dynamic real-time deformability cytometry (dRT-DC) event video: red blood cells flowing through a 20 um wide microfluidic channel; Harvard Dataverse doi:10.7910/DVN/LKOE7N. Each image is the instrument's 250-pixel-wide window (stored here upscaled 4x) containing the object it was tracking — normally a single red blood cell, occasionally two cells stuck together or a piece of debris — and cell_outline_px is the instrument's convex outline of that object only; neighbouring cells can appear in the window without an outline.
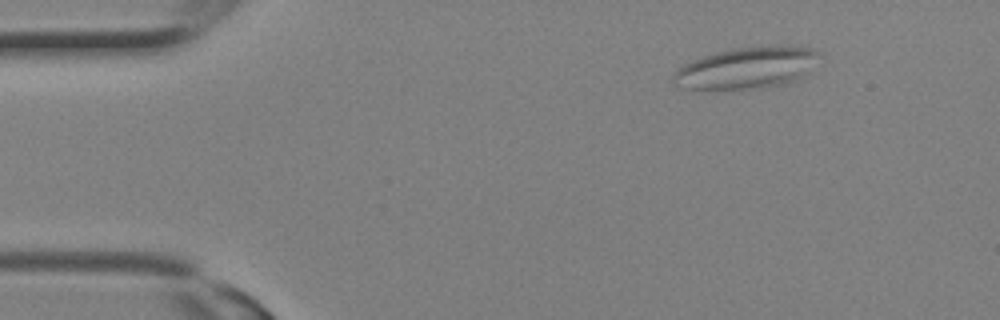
{"species": "Egyptian fruit bat (a non-hibernating species)", "species_latin": "Rousettus aegyptiacus", "temperature_condition": "room temperature", "stored_images_in_passage": 13, "camera_frame_rate_fps": 3000, "um_per_image_px": 0.085, "animal": {"sex": "female"}, "frame": {"image": 1, "passage_image": 1, "time_ms": 0.0, "image_size_px": [1000, 320], "cell_outline_px": [[820, 52], [808, 72], [792, 80], [780, 84], [760, 88], [676, 88], [672, 80], [672, 76], [684, 64], [692, 60], [716, 52], [732, 48], [768, 44], [812, 48]], "centroid_in_image_um": [63.44, 5.73], "position_along_channel_um": 21.6, "area_um2": 34.91}}
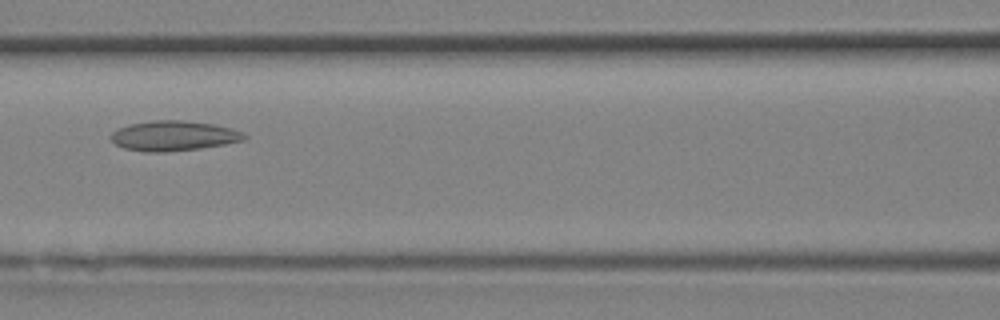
{"frame": {"image": 2, "passage_image": 10, "time_ms": 3.0, "image_size_px": [1000, 320], "cell_outline_px": [[248, 136], [244, 140], [224, 144], [200, 148], [164, 152], [144, 152], [124, 148], [116, 144], [108, 136], [112, 132], [120, 128], [132, 124], [152, 120], [184, 120], [212, 124], [232, 128]], "centroid_in_image_um": [14.74, 11.54], "position_along_channel_um": 151.9, "area_um2": 23.18}}